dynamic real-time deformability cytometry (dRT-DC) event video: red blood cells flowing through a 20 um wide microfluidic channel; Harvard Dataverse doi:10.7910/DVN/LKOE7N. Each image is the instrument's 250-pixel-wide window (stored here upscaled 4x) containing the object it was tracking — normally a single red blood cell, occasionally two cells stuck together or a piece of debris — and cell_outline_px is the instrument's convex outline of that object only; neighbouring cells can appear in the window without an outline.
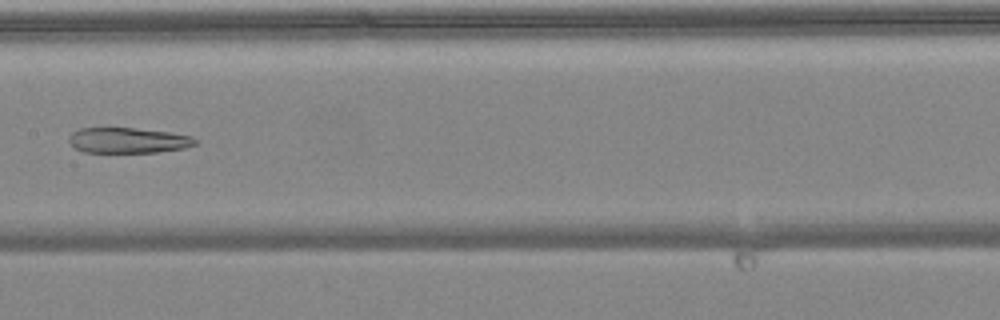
{"species": "common noctule bat (a hibernating species)", "species_latin": "Nyctalus noctula", "temperature_condition": "warm", "stored_images_in_passage": 8, "camera_frame_rate_fps": 3000, "um_per_image_px": 0.085, "animal": {"sex": "female", "body_mass_g": 24.6, "forearm_length_mm": 56.2}, "frame": {"image": 1, "passage_image": 8, "time_ms": 2.333, "image_size_px": [1000, 320], "cell_outline_px": [[196, 144], [184, 148], [156, 152], [84, 152], [76, 148], [68, 140], [68, 136], [72, 132], [80, 128], [132, 128], [168, 132], [192, 136], [196, 140]], "centroid_in_image_um": [10.86, 11.93], "position_along_channel_um": 196.5, "area_um2": 18.55}}